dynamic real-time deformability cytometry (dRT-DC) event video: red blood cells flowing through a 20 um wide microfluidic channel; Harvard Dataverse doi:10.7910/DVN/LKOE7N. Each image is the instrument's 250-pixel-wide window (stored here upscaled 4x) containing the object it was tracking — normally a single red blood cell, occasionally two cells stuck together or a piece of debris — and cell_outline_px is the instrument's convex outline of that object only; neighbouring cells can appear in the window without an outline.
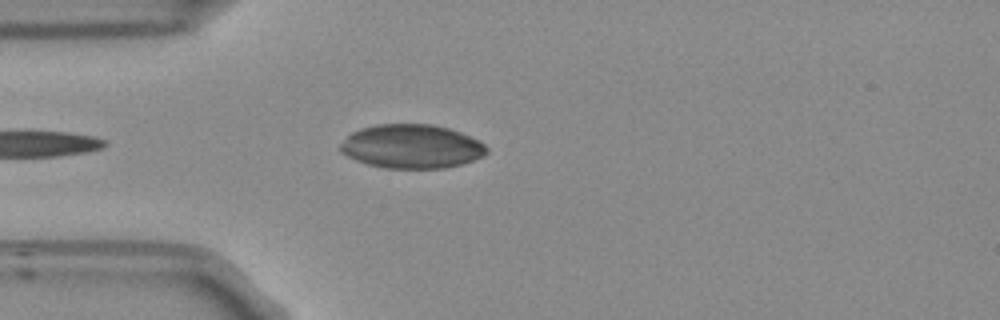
{"species": "Egyptian fruit bat (a non-hibernating species)", "species_latin": "Rousettus aegyptiacus", "temperature_condition": "room temperature", "stored_images_in_passage": 13, "camera_frame_rate_fps": 3000, "um_per_image_px": 0.085, "frame": {"image": 1, "passage_image": 1, "time_ms": 0.0, "image_size_px": [1000, 320], "cell_outline_px": [[488, 152], [484, 156], [460, 164], [444, 168], [384, 168], [368, 164], [356, 160], [340, 152], [340, 144], [352, 132], [364, 128], [380, 124], [432, 124], [448, 128], [460, 132], [484, 144], [488, 148]], "centroid_in_image_um": [34.99, 12.45], "position_along_channel_um": 50.0, "area_um2": 37.11}}
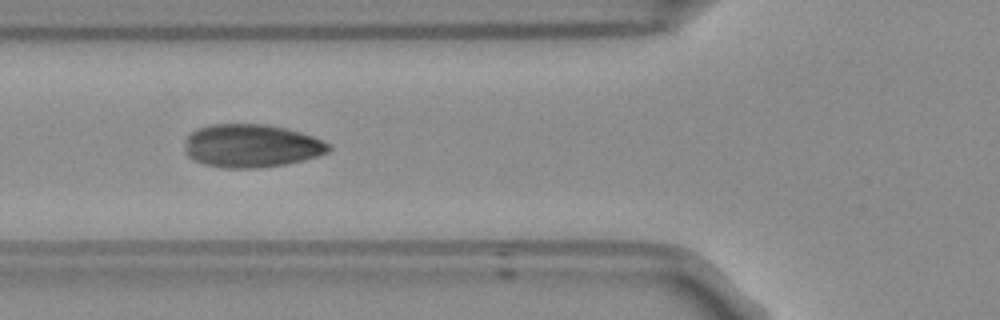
{"frame": {"image": 2, "passage_image": 6, "time_ms": 1.667, "image_size_px": [1000, 320], "cell_outline_px": [[332, 148], [328, 152], [304, 160], [284, 164], [256, 168], [224, 168], [204, 164], [188, 156], [184, 152], [184, 148], [188, 136], [196, 128], [208, 124], [264, 124], [284, 128], [300, 132], [312, 136], [328, 144]], "centroid_in_image_um": [21.33, 12.39], "position_along_channel_um": 104.5, "area_um2": 36.07}}